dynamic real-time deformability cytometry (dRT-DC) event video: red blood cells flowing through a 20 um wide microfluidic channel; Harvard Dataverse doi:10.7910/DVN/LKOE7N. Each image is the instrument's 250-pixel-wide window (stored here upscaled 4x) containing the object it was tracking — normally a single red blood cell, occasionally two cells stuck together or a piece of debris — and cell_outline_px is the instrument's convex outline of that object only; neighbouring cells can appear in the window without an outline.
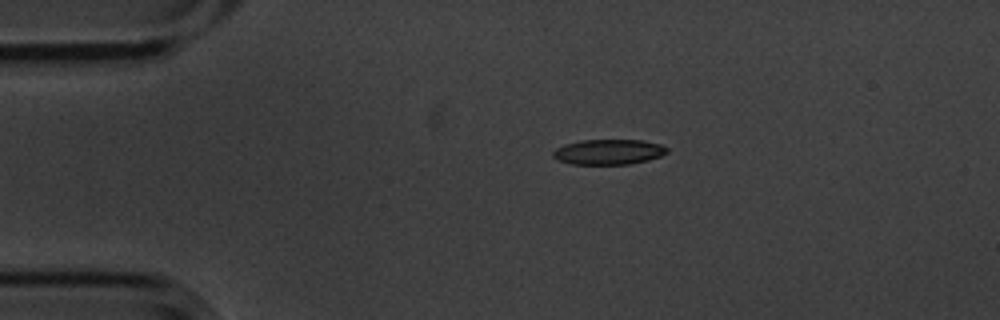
{"species": "common noctule bat (a hibernating species)", "species_latin": "Nyctalus noctula", "temperature_condition": "cold", "stored_images_in_passage": 8, "camera_frame_rate_fps": 3000, "um_per_image_px": 0.085, "animal": {"sex": "male", "body_mass_g": 20.1, "forearm_length_mm": 53.5}, "frame": {"image": 1, "passage_image": 1, "time_ms": 0.0, "image_size_px": [1000, 320], "cell_outline_px": [[668, 152], [660, 156], [648, 160], [628, 164], [572, 164], [560, 160], [552, 156], [552, 152], [556, 148], [564, 144], [580, 140], [640, 140], [660, 144], [668, 148]], "centroid_in_image_um": [51.72, 12.91], "position_along_channel_um": 33.3, "area_um2": 16.7}}
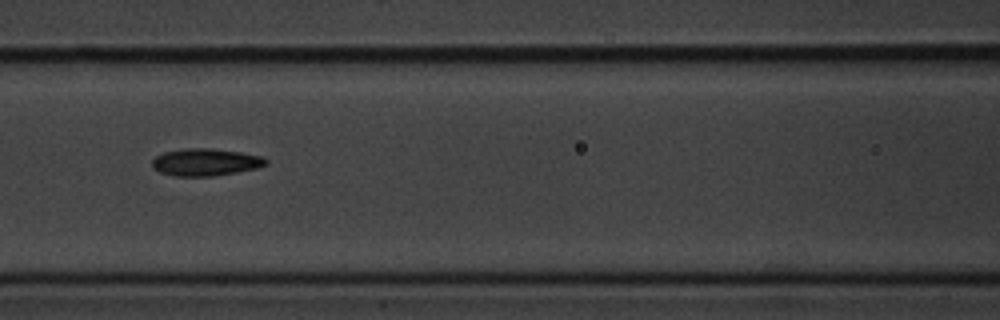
{"frame": {"image": 2, "passage_image": 5, "time_ms": 1.333, "image_size_px": [1000, 320], "cell_outline_px": [[268, 164], [256, 168], [236, 172], [212, 176], [176, 176], [160, 172], [152, 168], [152, 160], [156, 156], [164, 152], [184, 148], [212, 148], [240, 152], [260, 156], [268, 160]], "centroid_in_image_um": [17.45, 13.78], "position_along_channel_um": 149.2, "area_um2": 18.03}}
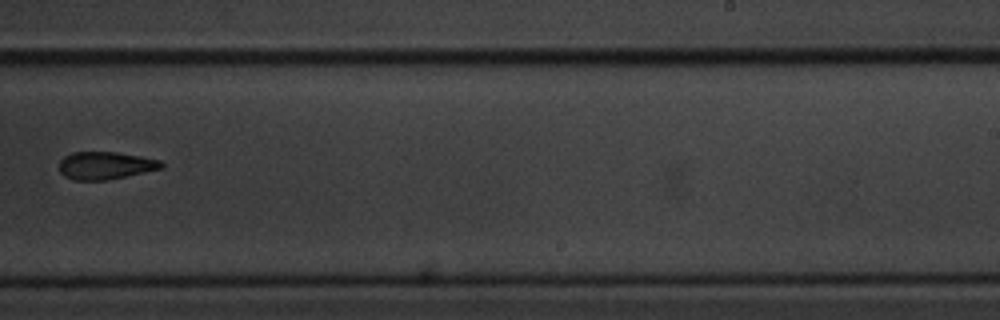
{"frame": {"image": 3, "passage_image": 8, "time_ms": 2.333, "image_size_px": [1000, 320], "cell_outline_px": [[164, 168], [108, 180], [72, 180], [64, 176], [60, 172], [60, 160], [64, 156], [72, 152], [116, 152], [140, 156], [160, 160], [164, 164]], "centroid_in_image_um": [8.96, 14.07], "position_along_channel_um": 280.0, "area_um2": 16.53}}